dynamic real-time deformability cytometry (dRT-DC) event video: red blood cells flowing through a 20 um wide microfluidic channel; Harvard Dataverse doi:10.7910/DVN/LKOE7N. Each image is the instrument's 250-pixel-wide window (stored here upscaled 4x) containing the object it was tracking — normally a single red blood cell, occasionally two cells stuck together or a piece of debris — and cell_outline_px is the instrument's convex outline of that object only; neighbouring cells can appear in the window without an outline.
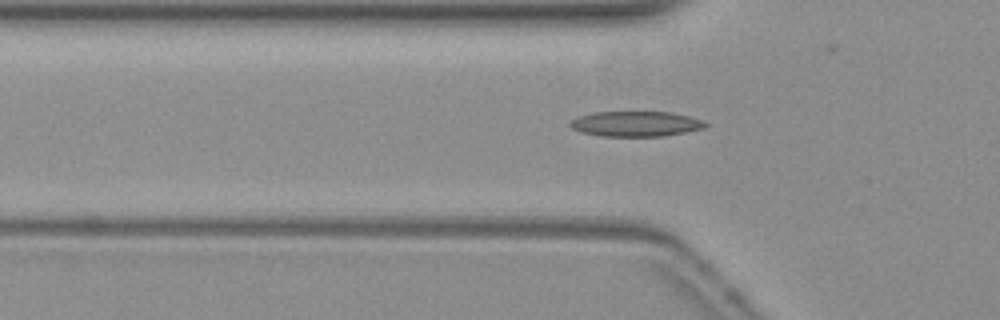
{"species": "common noctule bat (a hibernating species)", "species_latin": "Nyctalus noctula", "temperature_condition": "warm", "stored_images_in_passage": 28, "camera_frame_rate_fps": 3000, "um_per_image_px": 0.085, "animal": {"sex": "female", "body_mass_g": 19.3, "forearm_length_mm": 54.1}, "frame": {"image": 1, "passage_image": 4, "time_ms": 1.0, "image_size_px": [1000, 320], "cell_outline_px": [[708, 124], [704, 128], [664, 136], [600, 136], [580, 132], [572, 128], [568, 124], [572, 120], [580, 116], [596, 112], [672, 112], [704, 120]], "centroid_in_image_um": [54.05, 10.53], "position_along_channel_um": 71.7, "area_um2": 19.83}}
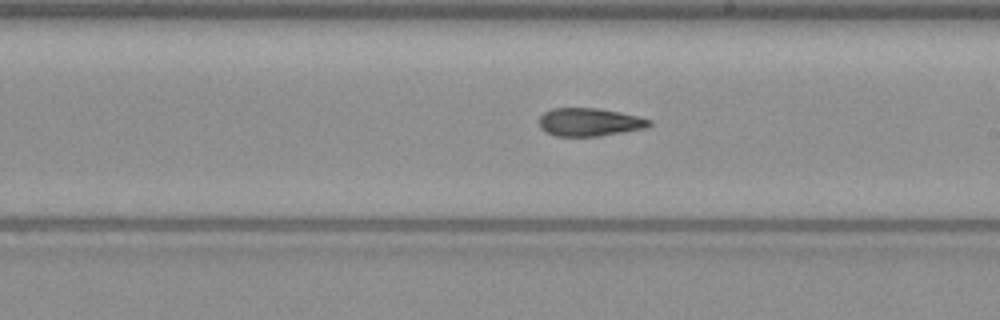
{"frame": {"image": 2, "passage_image": 17, "time_ms": 5.333, "image_size_px": [1000, 320], "cell_outline_px": [[652, 124], [648, 128], [600, 136], [556, 136], [540, 128], [540, 116], [544, 112], [552, 108], [600, 108], [620, 112], [652, 120]], "centroid_in_image_um": [50.14, 10.38], "position_along_channel_um": 238.9, "area_um2": 18.09}}
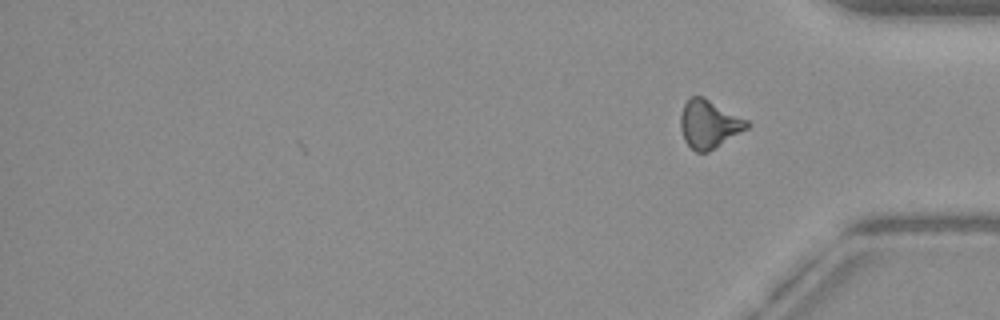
{"frame": {"image": 3, "passage_image": 28, "time_ms": 9.0, "image_size_px": [1000, 320], "cell_outline_px": [[748, 128], [708, 152], [696, 152], [684, 140], [680, 128], [680, 116], [684, 104], [692, 96], [700, 96], [748, 120]], "centroid_in_image_um": [60.24, 10.57], "position_along_channel_um": 375.0, "area_um2": 18.21}, "authors_computed_cell_mechanics": {"area_um2": 18.4093, "velocity_mm_per_s": 3.8419, "shape_relaxation_time_tau1_ms": 6.4769, "shape_relaxation_time_tau2_ms": 4.8402, "deformation_change_tau1": 0.1825, "deformation_change_tau2": 0.147}}